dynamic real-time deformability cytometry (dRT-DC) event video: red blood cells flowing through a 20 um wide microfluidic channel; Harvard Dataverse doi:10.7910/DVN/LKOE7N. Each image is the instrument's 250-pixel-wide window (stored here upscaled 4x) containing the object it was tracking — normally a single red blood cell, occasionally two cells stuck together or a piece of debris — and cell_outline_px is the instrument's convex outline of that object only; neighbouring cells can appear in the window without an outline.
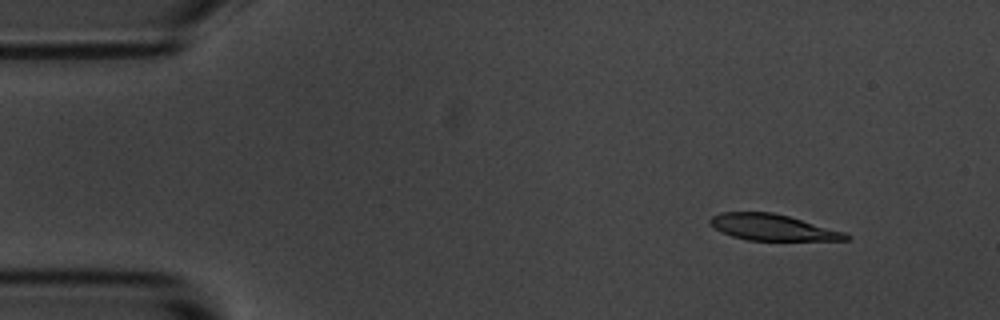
{"species": "common noctule bat (a hibernating species)", "species_latin": "Nyctalus noctula", "temperature_condition": "room temperature", "stored_images_in_passage": 5, "camera_frame_rate_fps": 3000, "um_per_image_px": 0.085, "animal": {"sex": "male", "body_mass_g": 20.1, "forearm_length_mm": 53.5}, "frame": {"image": 1, "passage_image": 2, "time_ms": 1.0, "image_size_px": [1000, 320], "cell_outline_px": [[852, 236], [848, 240], [748, 240], [732, 236], [708, 224], [708, 220], [712, 216], [720, 212], [772, 212], [788, 216], [848, 232]], "centroid_in_image_um": [65.71, 19.32], "position_along_channel_um": 19.3, "area_um2": 20.75}}
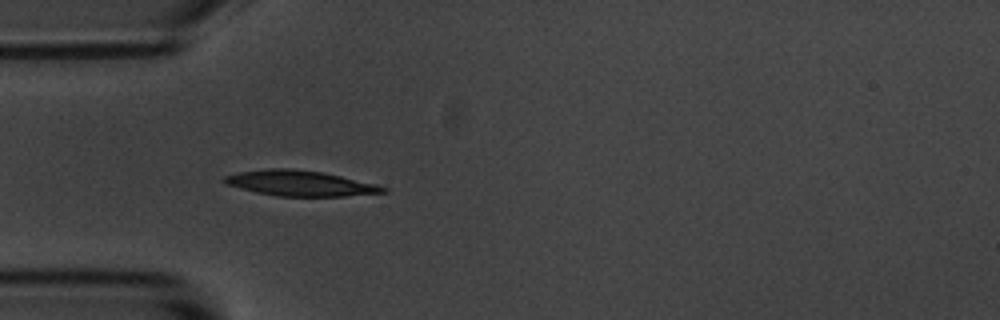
{"frame": {"image": 2, "passage_image": 5, "time_ms": 4.333, "image_size_px": [1000, 320], "cell_outline_px": [[388, 192], [344, 196], [276, 196], [256, 192], [228, 184], [224, 180], [224, 176], [236, 172], [268, 168], [292, 168], [324, 172], [376, 184], [388, 188]], "centroid_in_image_um": [25.54, 15.57], "position_along_channel_um": 59.5, "area_um2": 23.47}}